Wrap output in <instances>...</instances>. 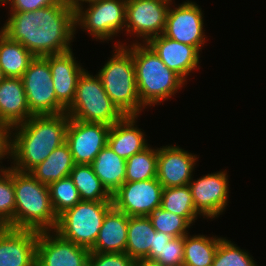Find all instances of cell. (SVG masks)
Listing matches in <instances>:
<instances>
[{
	"label": "cell",
	"instance_id": "obj_16",
	"mask_svg": "<svg viewBox=\"0 0 266 266\" xmlns=\"http://www.w3.org/2000/svg\"><path fill=\"white\" fill-rule=\"evenodd\" d=\"M198 158L179 146H162L158 148L156 178L164 188L186 186L193 178Z\"/></svg>",
	"mask_w": 266,
	"mask_h": 266
},
{
	"label": "cell",
	"instance_id": "obj_1",
	"mask_svg": "<svg viewBox=\"0 0 266 266\" xmlns=\"http://www.w3.org/2000/svg\"><path fill=\"white\" fill-rule=\"evenodd\" d=\"M0 31L35 57L64 53L72 50L75 10L68 3H58L35 11L9 12Z\"/></svg>",
	"mask_w": 266,
	"mask_h": 266
},
{
	"label": "cell",
	"instance_id": "obj_22",
	"mask_svg": "<svg viewBox=\"0 0 266 266\" xmlns=\"http://www.w3.org/2000/svg\"><path fill=\"white\" fill-rule=\"evenodd\" d=\"M129 216L112 207L105 215L90 252L125 253Z\"/></svg>",
	"mask_w": 266,
	"mask_h": 266
},
{
	"label": "cell",
	"instance_id": "obj_15",
	"mask_svg": "<svg viewBox=\"0 0 266 266\" xmlns=\"http://www.w3.org/2000/svg\"><path fill=\"white\" fill-rule=\"evenodd\" d=\"M90 249L63 239L55 231L38 232L36 266H87Z\"/></svg>",
	"mask_w": 266,
	"mask_h": 266
},
{
	"label": "cell",
	"instance_id": "obj_27",
	"mask_svg": "<svg viewBox=\"0 0 266 266\" xmlns=\"http://www.w3.org/2000/svg\"><path fill=\"white\" fill-rule=\"evenodd\" d=\"M223 237L185 235L183 266H212L219 241Z\"/></svg>",
	"mask_w": 266,
	"mask_h": 266
},
{
	"label": "cell",
	"instance_id": "obj_30",
	"mask_svg": "<svg viewBox=\"0 0 266 266\" xmlns=\"http://www.w3.org/2000/svg\"><path fill=\"white\" fill-rule=\"evenodd\" d=\"M158 147L150 145L126 160L125 182L154 179L157 176Z\"/></svg>",
	"mask_w": 266,
	"mask_h": 266
},
{
	"label": "cell",
	"instance_id": "obj_35",
	"mask_svg": "<svg viewBox=\"0 0 266 266\" xmlns=\"http://www.w3.org/2000/svg\"><path fill=\"white\" fill-rule=\"evenodd\" d=\"M184 254V236L172 238L158 252L156 261L162 263L164 266H183Z\"/></svg>",
	"mask_w": 266,
	"mask_h": 266
},
{
	"label": "cell",
	"instance_id": "obj_34",
	"mask_svg": "<svg viewBox=\"0 0 266 266\" xmlns=\"http://www.w3.org/2000/svg\"><path fill=\"white\" fill-rule=\"evenodd\" d=\"M15 191L13 187V168L0 177V221L14 228Z\"/></svg>",
	"mask_w": 266,
	"mask_h": 266
},
{
	"label": "cell",
	"instance_id": "obj_33",
	"mask_svg": "<svg viewBox=\"0 0 266 266\" xmlns=\"http://www.w3.org/2000/svg\"><path fill=\"white\" fill-rule=\"evenodd\" d=\"M227 238L219 241L212 266H257L253 256Z\"/></svg>",
	"mask_w": 266,
	"mask_h": 266
},
{
	"label": "cell",
	"instance_id": "obj_45",
	"mask_svg": "<svg viewBox=\"0 0 266 266\" xmlns=\"http://www.w3.org/2000/svg\"><path fill=\"white\" fill-rule=\"evenodd\" d=\"M9 1L10 0H0V4L6 3V5H7V4H9Z\"/></svg>",
	"mask_w": 266,
	"mask_h": 266
},
{
	"label": "cell",
	"instance_id": "obj_25",
	"mask_svg": "<svg viewBox=\"0 0 266 266\" xmlns=\"http://www.w3.org/2000/svg\"><path fill=\"white\" fill-rule=\"evenodd\" d=\"M154 229L148 216H131L128 221L126 251L132 259L146 258L153 246Z\"/></svg>",
	"mask_w": 266,
	"mask_h": 266
},
{
	"label": "cell",
	"instance_id": "obj_31",
	"mask_svg": "<svg viewBox=\"0 0 266 266\" xmlns=\"http://www.w3.org/2000/svg\"><path fill=\"white\" fill-rule=\"evenodd\" d=\"M48 187L52 207L57 217L81 201L78 189L70 176L55 181Z\"/></svg>",
	"mask_w": 266,
	"mask_h": 266
},
{
	"label": "cell",
	"instance_id": "obj_42",
	"mask_svg": "<svg viewBox=\"0 0 266 266\" xmlns=\"http://www.w3.org/2000/svg\"><path fill=\"white\" fill-rule=\"evenodd\" d=\"M1 160H3V159H0V163L2 164ZM1 164H0V177L3 176L8 170V168L6 166L5 167L1 166Z\"/></svg>",
	"mask_w": 266,
	"mask_h": 266
},
{
	"label": "cell",
	"instance_id": "obj_26",
	"mask_svg": "<svg viewBox=\"0 0 266 266\" xmlns=\"http://www.w3.org/2000/svg\"><path fill=\"white\" fill-rule=\"evenodd\" d=\"M35 56L0 31V68L6 77L21 78Z\"/></svg>",
	"mask_w": 266,
	"mask_h": 266
},
{
	"label": "cell",
	"instance_id": "obj_12",
	"mask_svg": "<svg viewBox=\"0 0 266 266\" xmlns=\"http://www.w3.org/2000/svg\"><path fill=\"white\" fill-rule=\"evenodd\" d=\"M163 186L157 178L124 182L113 194L112 204L118 211L131 216H149L161 207Z\"/></svg>",
	"mask_w": 266,
	"mask_h": 266
},
{
	"label": "cell",
	"instance_id": "obj_3",
	"mask_svg": "<svg viewBox=\"0 0 266 266\" xmlns=\"http://www.w3.org/2000/svg\"><path fill=\"white\" fill-rule=\"evenodd\" d=\"M120 42L115 46H125L132 54L137 91L145 109L169 100L185 85L186 81L169 69L147 43Z\"/></svg>",
	"mask_w": 266,
	"mask_h": 266
},
{
	"label": "cell",
	"instance_id": "obj_20",
	"mask_svg": "<svg viewBox=\"0 0 266 266\" xmlns=\"http://www.w3.org/2000/svg\"><path fill=\"white\" fill-rule=\"evenodd\" d=\"M32 116L22 78L6 77L0 83V124L10 129Z\"/></svg>",
	"mask_w": 266,
	"mask_h": 266
},
{
	"label": "cell",
	"instance_id": "obj_9",
	"mask_svg": "<svg viewBox=\"0 0 266 266\" xmlns=\"http://www.w3.org/2000/svg\"><path fill=\"white\" fill-rule=\"evenodd\" d=\"M21 78L27 104L33 115H57L66 112V108L56 97L49 55L35 57Z\"/></svg>",
	"mask_w": 266,
	"mask_h": 266
},
{
	"label": "cell",
	"instance_id": "obj_39",
	"mask_svg": "<svg viewBox=\"0 0 266 266\" xmlns=\"http://www.w3.org/2000/svg\"><path fill=\"white\" fill-rule=\"evenodd\" d=\"M10 158L9 156V129L0 124V159Z\"/></svg>",
	"mask_w": 266,
	"mask_h": 266
},
{
	"label": "cell",
	"instance_id": "obj_23",
	"mask_svg": "<svg viewBox=\"0 0 266 266\" xmlns=\"http://www.w3.org/2000/svg\"><path fill=\"white\" fill-rule=\"evenodd\" d=\"M75 162L68 144L65 142L55 150L40 164L34 167L30 174L39 182L45 185L68 177Z\"/></svg>",
	"mask_w": 266,
	"mask_h": 266
},
{
	"label": "cell",
	"instance_id": "obj_19",
	"mask_svg": "<svg viewBox=\"0 0 266 266\" xmlns=\"http://www.w3.org/2000/svg\"><path fill=\"white\" fill-rule=\"evenodd\" d=\"M49 66L57 100L67 109L73 102L79 76L85 70L73 51L49 55Z\"/></svg>",
	"mask_w": 266,
	"mask_h": 266
},
{
	"label": "cell",
	"instance_id": "obj_41",
	"mask_svg": "<svg viewBox=\"0 0 266 266\" xmlns=\"http://www.w3.org/2000/svg\"><path fill=\"white\" fill-rule=\"evenodd\" d=\"M74 10L79 6L94 0H65Z\"/></svg>",
	"mask_w": 266,
	"mask_h": 266
},
{
	"label": "cell",
	"instance_id": "obj_4",
	"mask_svg": "<svg viewBox=\"0 0 266 266\" xmlns=\"http://www.w3.org/2000/svg\"><path fill=\"white\" fill-rule=\"evenodd\" d=\"M15 191L14 229L54 231L58 217L52 207L48 185L30 172L13 169Z\"/></svg>",
	"mask_w": 266,
	"mask_h": 266
},
{
	"label": "cell",
	"instance_id": "obj_5",
	"mask_svg": "<svg viewBox=\"0 0 266 266\" xmlns=\"http://www.w3.org/2000/svg\"><path fill=\"white\" fill-rule=\"evenodd\" d=\"M97 75L109 98L125 116H140L145 107L137 91L132 54L125 46L114 45L112 57Z\"/></svg>",
	"mask_w": 266,
	"mask_h": 266
},
{
	"label": "cell",
	"instance_id": "obj_11",
	"mask_svg": "<svg viewBox=\"0 0 266 266\" xmlns=\"http://www.w3.org/2000/svg\"><path fill=\"white\" fill-rule=\"evenodd\" d=\"M173 3L174 7L172 6ZM176 5L172 1L169 6L163 34L180 43L194 46L199 52L202 51V47L208 41L203 27L204 14L202 8L196 2L189 0Z\"/></svg>",
	"mask_w": 266,
	"mask_h": 266
},
{
	"label": "cell",
	"instance_id": "obj_28",
	"mask_svg": "<svg viewBox=\"0 0 266 266\" xmlns=\"http://www.w3.org/2000/svg\"><path fill=\"white\" fill-rule=\"evenodd\" d=\"M69 176L82 201H112V195L96 176L92 165L75 164Z\"/></svg>",
	"mask_w": 266,
	"mask_h": 266
},
{
	"label": "cell",
	"instance_id": "obj_38",
	"mask_svg": "<svg viewBox=\"0 0 266 266\" xmlns=\"http://www.w3.org/2000/svg\"><path fill=\"white\" fill-rule=\"evenodd\" d=\"M173 237L162 232L156 231L154 235L153 246H150V253L146 258L156 259L158 257V252H161L165 243H168Z\"/></svg>",
	"mask_w": 266,
	"mask_h": 266
},
{
	"label": "cell",
	"instance_id": "obj_13",
	"mask_svg": "<svg viewBox=\"0 0 266 266\" xmlns=\"http://www.w3.org/2000/svg\"><path fill=\"white\" fill-rule=\"evenodd\" d=\"M227 170L217 171L194 179L188 183L194 206L202 217L218 218L229 202V180Z\"/></svg>",
	"mask_w": 266,
	"mask_h": 266
},
{
	"label": "cell",
	"instance_id": "obj_8",
	"mask_svg": "<svg viewBox=\"0 0 266 266\" xmlns=\"http://www.w3.org/2000/svg\"><path fill=\"white\" fill-rule=\"evenodd\" d=\"M126 5L127 0H94L87 8L83 4L75 9V30L82 28L96 41H111L125 31Z\"/></svg>",
	"mask_w": 266,
	"mask_h": 266
},
{
	"label": "cell",
	"instance_id": "obj_2",
	"mask_svg": "<svg viewBox=\"0 0 266 266\" xmlns=\"http://www.w3.org/2000/svg\"><path fill=\"white\" fill-rule=\"evenodd\" d=\"M69 119L66 112L57 115H33L26 122L11 127L10 166L20 172H30L42 163L53 150L65 143Z\"/></svg>",
	"mask_w": 266,
	"mask_h": 266
},
{
	"label": "cell",
	"instance_id": "obj_24",
	"mask_svg": "<svg viewBox=\"0 0 266 266\" xmlns=\"http://www.w3.org/2000/svg\"><path fill=\"white\" fill-rule=\"evenodd\" d=\"M91 165L111 195L125 182L126 160L118 156L108 145L98 153Z\"/></svg>",
	"mask_w": 266,
	"mask_h": 266
},
{
	"label": "cell",
	"instance_id": "obj_32",
	"mask_svg": "<svg viewBox=\"0 0 266 266\" xmlns=\"http://www.w3.org/2000/svg\"><path fill=\"white\" fill-rule=\"evenodd\" d=\"M148 218L156 231L166 233L173 238L189 234L188 230L192 227L184 217L166 211L161 207L155 209Z\"/></svg>",
	"mask_w": 266,
	"mask_h": 266
},
{
	"label": "cell",
	"instance_id": "obj_18",
	"mask_svg": "<svg viewBox=\"0 0 266 266\" xmlns=\"http://www.w3.org/2000/svg\"><path fill=\"white\" fill-rule=\"evenodd\" d=\"M147 44L169 69L180 75L186 82L187 76L200 66V52L194 46L180 43L164 34L152 37Z\"/></svg>",
	"mask_w": 266,
	"mask_h": 266
},
{
	"label": "cell",
	"instance_id": "obj_21",
	"mask_svg": "<svg viewBox=\"0 0 266 266\" xmlns=\"http://www.w3.org/2000/svg\"><path fill=\"white\" fill-rule=\"evenodd\" d=\"M139 116L126 115L109 130L107 145L121 158L127 160L132 155L143 151L148 144L144 131L136 124Z\"/></svg>",
	"mask_w": 266,
	"mask_h": 266
},
{
	"label": "cell",
	"instance_id": "obj_36",
	"mask_svg": "<svg viewBox=\"0 0 266 266\" xmlns=\"http://www.w3.org/2000/svg\"><path fill=\"white\" fill-rule=\"evenodd\" d=\"M134 261L127 253L90 252L87 266H134Z\"/></svg>",
	"mask_w": 266,
	"mask_h": 266
},
{
	"label": "cell",
	"instance_id": "obj_43",
	"mask_svg": "<svg viewBox=\"0 0 266 266\" xmlns=\"http://www.w3.org/2000/svg\"><path fill=\"white\" fill-rule=\"evenodd\" d=\"M6 78V76L3 73V70L0 68V83Z\"/></svg>",
	"mask_w": 266,
	"mask_h": 266
},
{
	"label": "cell",
	"instance_id": "obj_6",
	"mask_svg": "<svg viewBox=\"0 0 266 266\" xmlns=\"http://www.w3.org/2000/svg\"><path fill=\"white\" fill-rule=\"evenodd\" d=\"M66 114L79 121L110 126L125 116L107 95L99 76L86 69L78 78L75 97Z\"/></svg>",
	"mask_w": 266,
	"mask_h": 266
},
{
	"label": "cell",
	"instance_id": "obj_10",
	"mask_svg": "<svg viewBox=\"0 0 266 266\" xmlns=\"http://www.w3.org/2000/svg\"><path fill=\"white\" fill-rule=\"evenodd\" d=\"M172 0H127L125 32L147 43L164 33Z\"/></svg>",
	"mask_w": 266,
	"mask_h": 266
},
{
	"label": "cell",
	"instance_id": "obj_44",
	"mask_svg": "<svg viewBox=\"0 0 266 266\" xmlns=\"http://www.w3.org/2000/svg\"><path fill=\"white\" fill-rule=\"evenodd\" d=\"M6 226L0 221V232L5 228Z\"/></svg>",
	"mask_w": 266,
	"mask_h": 266
},
{
	"label": "cell",
	"instance_id": "obj_29",
	"mask_svg": "<svg viewBox=\"0 0 266 266\" xmlns=\"http://www.w3.org/2000/svg\"><path fill=\"white\" fill-rule=\"evenodd\" d=\"M161 208L184 217L192 225L201 215L194 206L188 185L163 188Z\"/></svg>",
	"mask_w": 266,
	"mask_h": 266
},
{
	"label": "cell",
	"instance_id": "obj_7",
	"mask_svg": "<svg viewBox=\"0 0 266 266\" xmlns=\"http://www.w3.org/2000/svg\"><path fill=\"white\" fill-rule=\"evenodd\" d=\"M112 201H80L58 216L54 231L63 239L91 249Z\"/></svg>",
	"mask_w": 266,
	"mask_h": 266
},
{
	"label": "cell",
	"instance_id": "obj_37",
	"mask_svg": "<svg viewBox=\"0 0 266 266\" xmlns=\"http://www.w3.org/2000/svg\"><path fill=\"white\" fill-rule=\"evenodd\" d=\"M9 12H27L51 6L58 3H67L65 0H10Z\"/></svg>",
	"mask_w": 266,
	"mask_h": 266
},
{
	"label": "cell",
	"instance_id": "obj_40",
	"mask_svg": "<svg viewBox=\"0 0 266 266\" xmlns=\"http://www.w3.org/2000/svg\"><path fill=\"white\" fill-rule=\"evenodd\" d=\"M134 266H164V265L154 259L140 258L134 261Z\"/></svg>",
	"mask_w": 266,
	"mask_h": 266
},
{
	"label": "cell",
	"instance_id": "obj_17",
	"mask_svg": "<svg viewBox=\"0 0 266 266\" xmlns=\"http://www.w3.org/2000/svg\"><path fill=\"white\" fill-rule=\"evenodd\" d=\"M38 232L5 227L0 232V266H36Z\"/></svg>",
	"mask_w": 266,
	"mask_h": 266
},
{
	"label": "cell",
	"instance_id": "obj_14",
	"mask_svg": "<svg viewBox=\"0 0 266 266\" xmlns=\"http://www.w3.org/2000/svg\"><path fill=\"white\" fill-rule=\"evenodd\" d=\"M110 125L69 119L66 130L68 144L75 164L91 165L107 145Z\"/></svg>",
	"mask_w": 266,
	"mask_h": 266
}]
</instances>
